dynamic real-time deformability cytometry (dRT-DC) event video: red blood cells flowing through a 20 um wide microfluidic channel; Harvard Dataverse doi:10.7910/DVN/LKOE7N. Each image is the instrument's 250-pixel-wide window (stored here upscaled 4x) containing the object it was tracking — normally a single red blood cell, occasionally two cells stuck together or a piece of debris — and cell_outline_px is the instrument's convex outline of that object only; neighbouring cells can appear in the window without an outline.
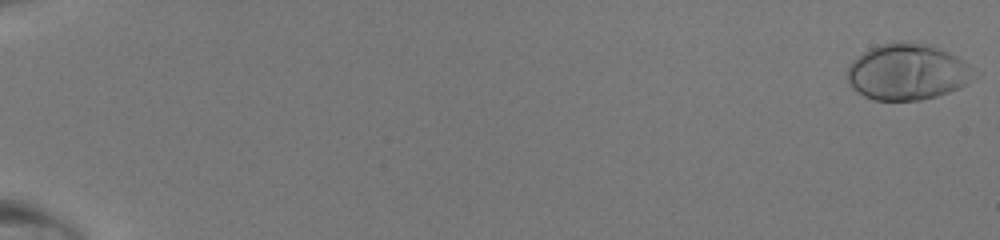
{"species": "human", "species_latin": "Homo sapiens", "temperature_condition": "room temperature", "stored_images_in_passage": 49, "camera_frame_rate_fps": 3000, "um_per_image_px": 0.085, "donor": {"sex": "male"}, "frame": {"image": 1, "passage_image": 1, "time_ms": 0.0, "image_size_px": [1000, 240], "cell_outline_px": [[980, 72], [968, 84], [960, 88], [936, 96], [920, 100], [876, 100], [864, 96], [852, 88], [848, 84], [844, 76], [852, 60], [868, 48], [900, 40], [920, 44], [936, 48], [948, 52], [964, 60]], "centroid_in_image_um": [77.13, 6.13], "position_along_channel_um": 7.9, "area_um2": 41.91}}
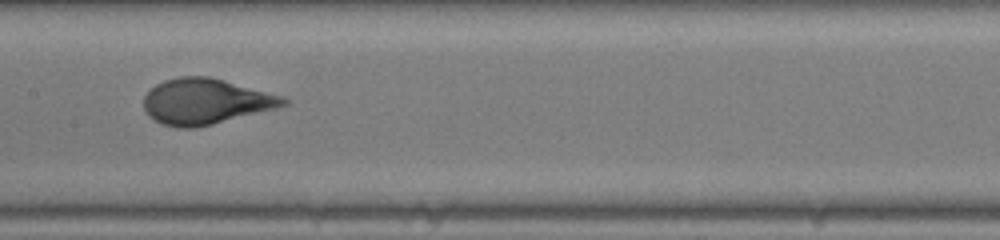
{"frame": {"image": 2, "passage_image": 28, "time_ms": 9.0, "image_size_px": [1000, 240], "cell_outline_px": [[288, 104], [276, 108], [212, 124], [192, 128], [176, 128], [160, 124], [148, 116], [144, 108], [144, 96], [156, 84], [164, 80], [180, 76], [208, 76], [224, 80], [284, 96], [288, 100]], "centroid_in_image_um": [17.45, 8.62], "position_along_channel_um": 189.9, "area_um2": 37.11}}
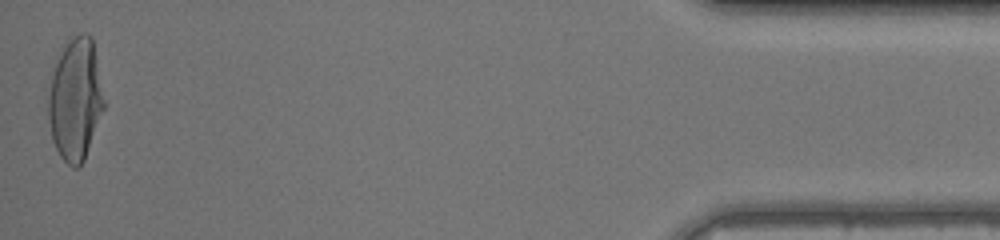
{"frame": {"image": 3, "passage_image": 49, "time_ms": 16.0, "image_size_px": [1000, 240], "cell_outline_px": [[104, 108], [84, 160], [76, 168], [72, 168], [60, 156], [52, 140], [48, 120], [48, 96], [52, 76], [60, 52], [68, 36], [80, 32], [88, 32], [92, 36], [104, 100]], "centroid_in_image_um": [6.4, 8.4], "position_along_channel_um": 428.8, "area_um2": 39.65}}